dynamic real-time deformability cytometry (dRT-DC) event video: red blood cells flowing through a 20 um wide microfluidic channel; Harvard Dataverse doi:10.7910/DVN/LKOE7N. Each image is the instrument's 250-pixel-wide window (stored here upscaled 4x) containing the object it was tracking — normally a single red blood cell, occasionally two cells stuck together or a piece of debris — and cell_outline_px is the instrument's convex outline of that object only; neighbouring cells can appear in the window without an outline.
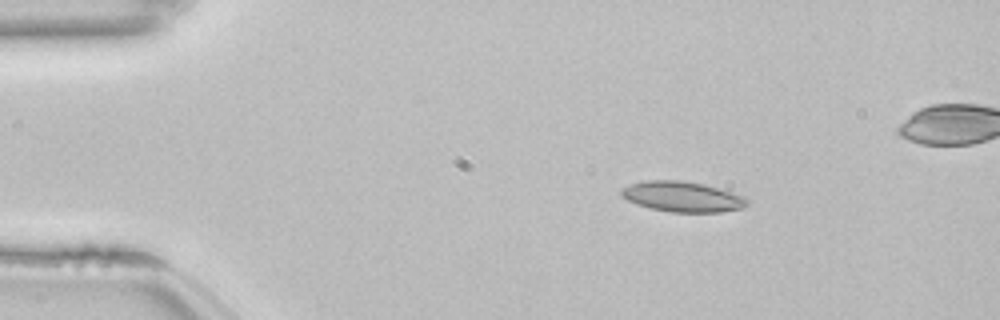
{"species": "common noctule bat (a hibernating species)", "species_latin": "Nyctalus noctula", "temperature_condition": "room temperature", "stored_images_in_passage": 53, "camera_frame_rate_fps": 3000, "um_per_image_px": 0.085, "animal": {"sex": "female", "body_mass_g": 22.7, "forearm_length_mm": 54.2}, "frame": {"image": 1, "passage_image": 8, "time_ms": 2.333, "image_size_px": [1000, 320], "cell_outline_px": [[748, 204], [740, 208], [720, 212], [672, 212], [652, 208], [636, 204], [620, 196], [620, 188], [632, 184], [648, 180], [680, 180], [704, 184], [744, 196], [748, 200]], "centroid_in_image_um": [57.97, 16.71], "position_along_channel_um": 27.0, "area_um2": 22.08}, "authors_computed_cell_mechanics": {"area_um2": 21.097, "velocity_mm_per_s": 3.8399, "shape_relaxation_time_tau1_ms": 6.3893, "shape_relaxation_time_tau2_ms": 2.1139, "deformation_change_tau1": 0.1531, "deformation_change_tau2": 0.0763}}